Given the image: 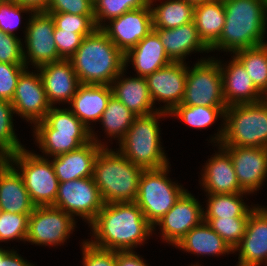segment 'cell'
Returning a JSON list of instances; mask_svg holds the SVG:
<instances>
[{
    "mask_svg": "<svg viewBox=\"0 0 267 266\" xmlns=\"http://www.w3.org/2000/svg\"><path fill=\"white\" fill-rule=\"evenodd\" d=\"M223 127L211 137L222 147L267 148V100L227 107Z\"/></svg>",
    "mask_w": 267,
    "mask_h": 266,
    "instance_id": "obj_5",
    "label": "cell"
},
{
    "mask_svg": "<svg viewBox=\"0 0 267 266\" xmlns=\"http://www.w3.org/2000/svg\"><path fill=\"white\" fill-rule=\"evenodd\" d=\"M232 58L228 65L219 61L223 95L227 107L256 103L265 99V96L255 87L243 65L234 56Z\"/></svg>",
    "mask_w": 267,
    "mask_h": 266,
    "instance_id": "obj_22",
    "label": "cell"
},
{
    "mask_svg": "<svg viewBox=\"0 0 267 266\" xmlns=\"http://www.w3.org/2000/svg\"><path fill=\"white\" fill-rule=\"evenodd\" d=\"M116 266H149L134 251H116Z\"/></svg>",
    "mask_w": 267,
    "mask_h": 266,
    "instance_id": "obj_48",
    "label": "cell"
},
{
    "mask_svg": "<svg viewBox=\"0 0 267 266\" xmlns=\"http://www.w3.org/2000/svg\"><path fill=\"white\" fill-rule=\"evenodd\" d=\"M40 72L47 100L52 107L56 103H70L80 85L77 74L69 59L42 65Z\"/></svg>",
    "mask_w": 267,
    "mask_h": 266,
    "instance_id": "obj_21",
    "label": "cell"
},
{
    "mask_svg": "<svg viewBox=\"0 0 267 266\" xmlns=\"http://www.w3.org/2000/svg\"><path fill=\"white\" fill-rule=\"evenodd\" d=\"M218 153L211 156L202 168L199 181L207 194H230L244 192L236 178L229 153L219 144Z\"/></svg>",
    "mask_w": 267,
    "mask_h": 266,
    "instance_id": "obj_23",
    "label": "cell"
},
{
    "mask_svg": "<svg viewBox=\"0 0 267 266\" xmlns=\"http://www.w3.org/2000/svg\"><path fill=\"white\" fill-rule=\"evenodd\" d=\"M76 227L75 217L54 206H37L29 216L26 241L35 245H63Z\"/></svg>",
    "mask_w": 267,
    "mask_h": 266,
    "instance_id": "obj_13",
    "label": "cell"
},
{
    "mask_svg": "<svg viewBox=\"0 0 267 266\" xmlns=\"http://www.w3.org/2000/svg\"><path fill=\"white\" fill-rule=\"evenodd\" d=\"M69 60L80 84L111 85L125 69L124 54L100 28L83 38Z\"/></svg>",
    "mask_w": 267,
    "mask_h": 266,
    "instance_id": "obj_3",
    "label": "cell"
},
{
    "mask_svg": "<svg viewBox=\"0 0 267 266\" xmlns=\"http://www.w3.org/2000/svg\"><path fill=\"white\" fill-rule=\"evenodd\" d=\"M214 58H202L191 69L187 67L182 105L227 107L219 60Z\"/></svg>",
    "mask_w": 267,
    "mask_h": 266,
    "instance_id": "obj_10",
    "label": "cell"
},
{
    "mask_svg": "<svg viewBox=\"0 0 267 266\" xmlns=\"http://www.w3.org/2000/svg\"><path fill=\"white\" fill-rule=\"evenodd\" d=\"M96 134L91 132L92 141L79 149L53 157L51 162L59 182L93 177L95 159L100 150L107 147Z\"/></svg>",
    "mask_w": 267,
    "mask_h": 266,
    "instance_id": "obj_20",
    "label": "cell"
},
{
    "mask_svg": "<svg viewBox=\"0 0 267 266\" xmlns=\"http://www.w3.org/2000/svg\"><path fill=\"white\" fill-rule=\"evenodd\" d=\"M35 207L15 166L0 159V211L31 214Z\"/></svg>",
    "mask_w": 267,
    "mask_h": 266,
    "instance_id": "obj_24",
    "label": "cell"
},
{
    "mask_svg": "<svg viewBox=\"0 0 267 266\" xmlns=\"http://www.w3.org/2000/svg\"><path fill=\"white\" fill-rule=\"evenodd\" d=\"M235 251L239 252L236 266L267 265V211L264 207L258 205L250 213L245 234L233 253Z\"/></svg>",
    "mask_w": 267,
    "mask_h": 266,
    "instance_id": "obj_19",
    "label": "cell"
},
{
    "mask_svg": "<svg viewBox=\"0 0 267 266\" xmlns=\"http://www.w3.org/2000/svg\"><path fill=\"white\" fill-rule=\"evenodd\" d=\"M13 114L11 102L0 99V159L24 148L14 131Z\"/></svg>",
    "mask_w": 267,
    "mask_h": 266,
    "instance_id": "obj_36",
    "label": "cell"
},
{
    "mask_svg": "<svg viewBox=\"0 0 267 266\" xmlns=\"http://www.w3.org/2000/svg\"><path fill=\"white\" fill-rule=\"evenodd\" d=\"M54 19L55 26L61 30L75 33H92L95 29L94 15H77L66 12H47Z\"/></svg>",
    "mask_w": 267,
    "mask_h": 266,
    "instance_id": "obj_40",
    "label": "cell"
},
{
    "mask_svg": "<svg viewBox=\"0 0 267 266\" xmlns=\"http://www.w3.org/2000/svg\"><path fill=\"white\" fill-rule=\"evenodd\" d=\"M45 12L94 15L93 0H50Z\"/></svg>",
    "mask_w": 267,
    "mask_h": 266,
    "instance_id": "obj_46",
    "label": "cell"
},
{
    "mask_svg": "<svg viewBox=\"0 0 267 266\" xmlns=\"http://www.w3.org/2000/svg\"><path fill=\"white\" fill-rule=\"evenodd\" d=\"M245 194L248 193L207 194V206L203 211L204 218L249 217L257 206L251 205V208L246 205L242 199Z\"/></svg>",
    "mask_w": 267,
    "mask_h": 266,
    "instance_id": "obj_32",
    "label": "cell"
},
{
    "mask_svg": "<svg viewBox=\"0 0 267 266\" xmlns=\"http://www.w3.org/2000/svg\"><path fill=\"white\" fill-rule=\"evenodd\" d=\"M135 117V114L112 95L99 122L108 137L118 138L116 140L120 141L126 135Z\"/></svg>",
    "mask_w": 267,
    "mask_h": 266,
    "instance_id": "obj_34",
    "label": "cell"
},
{
    "mask_svg": "<svg viewBox=\"0 0 267 266\" xmlns=\"http://www.w3.org/2000/svg\"><path fill=\"white\" fill-rule=\"evenodd\" d=\"M233 56L243 65L255 87L267 95V43L238 50Z\"/></svg>",
    "mask_w": 267,
    "mask_h": 266,
    "instance_id": "obj_33",
    "label": "cell"
},
{
    "mask_svg": "<svg viewBox=\"0 0 267 266\" xmlns=\"http://www.w3.org/2000/svg\"><path fill=\"white\" fill-rule=\"evenodd\" d=\"M172 62H184L191 52L209 53L199 37L194 21L173 29L153 28Z\"/></svg>",
    "mask_w": 267,
    "mask_h": 266,
    "instance_id": "obj_26",
    "label": "cell"
},
{
    "mask_svg": "<svg viewBox=\"0 0 267 266\" xmlns=\"http://www.w3.org/2000/svg\"><path fill=\"white\" fill-rule=\"evenodd\" d=\"M193 21L199 37L210 49L219 40L225 24L223 0H211L194 6Z\"/></svg>",
    "mask_w": 267,
    "mask_h": 266,
    "instance_id": "obj_30",
    "label": "cell"
},
{
    "mask_svg": "<svg viewBox=\"0 0 267 266\" xmlns=\"http://www.w3.org/2000/svg\"><path fill=\"white\" fill-rule=\"evenodd\" d=\"M113 95L110 85L80 84L71 99L69 109L93 132L90 124L101 120L110 97Z\"/></svg>",
    "mask_w": 267,
    "mask_h": 266,
    "instance_id": "obj_25",
    "label": "cell"
},
{
    "mask_svg": "<svg viewBox=\"0 0 267 266\" xmlns=\"http://www.w3.org/2000/svg\"><path fill=\"white\" fill-rule=\"evenodd\" d=\"M93 4L94 23L96 28H101L106 24V20L117 18L130 10L149 6L150 0H93Z\"/></svg>",
    "mask_w": 267,
    "mask_h": 266,
    "instance_id": "obj_37",
    "label": "cell"
},
{
    "mask_svg": "<svg viewBox=\"0 0 267 266\" xmlns=\"http://www.w3.org/2000/svg\"><path fill=\"white\" fill-rule=\"evenodd\" d=\"M249 217L204 218V221L232 248L239 244L245 234Z\"/></svg>",
    "mask_w": 267,
    "mask_h": 266,
    "instance_id": "obj_38",
    "label": "cell"
},
{
    "mask_svg": "<svg viewBox=\"0 0 267 266\" xmlns=\"http://www.w3.org/2000/svg\"><path fill=\"white\" fill-rule=\"evenodd\" d=\"M225 24L219 40L210 48L235 53L266 44L267 0H223Z\"/></svg>",
    "mask_w": 267,
    "mask_h": 266,
    "instance_id": "obj_2",
    "label": "cell"
},
{
    "mask_svg": "<svg viewBox=\"0 0 267 266\" xmlns=\"http://www.w3.org/2000/svg\"><path fill=\"white\" fill-rule=\"evenodd\" d=\"M22 176L25 188L33 204L53 206L58 192L59 181L51 158H44L25 148L6 158Z\"/></svg>",
    "mask_w": 267,
    "mask_h": 266,
    "instance_id": "obj_9",
    "label": "cell"
},
{
    "mask_svg": "<svg viewBox=\"0 0 267 266\" xmlns=\"http://www.w3.org/2000/svg\"><path fill=\"white\" fill-rule=\"evenodd\" d=\"M169 164L158 169L143 170L135 203L140 207L148 223L155 224L173 207L187 191L169 177ZM184 188V189H183Z\"/></svg>",
    "mask_w": 267,
    "mask_h": 266,
    "instance_id": "obj_8",
    "label": "cell"
},
{
    "mask_svg": "<svg viewBox=\"0 0 267 266\" xmlns=\"http://www.w3.org/2000/svg\"><path fill=\"white\" fill-rule=\"evenodd\" d=\"M125 68L111 83L112 93L133 114L143 116L159 111L154 109L145 77H123Z\"/></svg>",
    "mask_w": 267,
    "mask_h": 266,
    "instance_id": "obj_27",
    "label": "cell"
},
{
    "mask_svg": "<svg viewBox=\"0 0 267 266\" xmlns=\"http://www.w3.org/2000/svg\"><path fill=\"white\" fill-rule=\"evenodd\" d=\"M223 148L233 161L241 189L248 194L258 191L267 177V148L240 146Z\"/></svg>",
    "mask_w": 267,
    "mask_h": 266,
    "instance_id": "obj_18",
    "label": "cell"
},
{
    "mask_svg": "<svg viewBox=\"0 0 267 266\" xmlns=\"http://www.w3.org/2000/svg\"><path fill=\"white\" fill-rule=\"evenodd\" d=\"M154 1L150 0L153 28L173 29L193 21L194 6L186 0H166L152 7Z\"/></svg>",
    "mask_w": 267,
    "mask_h": 266,
    "instance_id": "obj_31",
    "label": "cell"
},
{
    "mask_svg": "<svg viewBox=\"0 0 267 266\" xmlns=\"http://www.w3.org/2000/svg\"><path fill=\"white\" fill-rule=\"evenodd\" d=\"M23 47V43L18 36L0 30V62L25 65Z\"/></svg>",
    "mask_w": 267,
    "mask_h": 266,
    "instance_id": "obj_43",
    "label": "cell"
},
{
    "mask_svg": "<svg viewBox=\"0 0 267 266\" xmlns=\"http://www.w3.org/2000/svg\"><path fill=\"white\" fill-rule=\"evenodd\" d=\"M26 68L18 78L14 96L11 100L15 114L35 125L43 121L52 107L46 96L40 73Z\"/></svg>",
    "mask_w": 267,
    "mask_h": 266,
    "instance_id": "obj_15",
    "label": "cell"
},
{
    "mask_svg": "<svg viewBox=\"0 0 267 266\" xmlns=\"http://www.w3.org/2000/svg\"><path fill=\"white\" fill-rule=\"evenodd\" d=\"M30 215L0 211V242L16 239L26 242Z\"/></svg>",
    "mask_w": 267,
    "mask_h": 266,
    "instance_id": "obj_39",
    "label": "cell"
},
{
    "mask_svg": "<svg viewBox=\"0 0 267 266\" xmlns=\"http://www.w3.org/2000/svg\"><path fill=\"white\" fill-rule=\"evenodd\" d=\"M91 33H75L73 31L54 28V40L58 54L62 59H69L79 48L83 38Z\"/></svg>",
    "mask_w": 267,
    "mask_h": 266,
    "instance_id": "obj_44",
    "label": "cell"
},
{
    "mask_svg": "<svg viewBox=\"0 0 267 266\" xmlns=\"http://www.w3.org/2000/svg\"><path fill=\"white\" fill-rule=\"evenodd\" d=\"M32 12L30 8L17 4L14 0H0V30L15 36L14 30L21 23V13Z\"/></svg>",
    "mask_w": 267,
    "mask_h": 266,
    "instance_id": "obj_41",
    "label": "cell"
},
{
    "mask_svg": "<svg viewBox=\"0 0 267 266\" xmlns=\"http://www.w3.org/2000/svg\"><path fill=\"white\" fill-rule=\"evenodd\" d=\"M26 65L9 64L0 62V99L12 100L17 81L21 73L26 69Z\"/></svg>",
    "mask_w": 267,
    "mask_h": 266,
    "instance_id": "obj_42",
    "label": "cell"
},
{
    "mask_svg": "<svg viewBox=\"0 0 267 266\" xmlns=\"http://www.w3.org/2000/svg\"><path fill=\"white\" fill-rule=\"evenodd\" d=\"M142 172L119 151L103 147L94 162L93 179L104 204L135 202Z\"/></svg>",
    "mask_w": 267,
    "mask_h": 266,
    "instance_id": "obj_4",
    "label": "cell"
},
{
    "mask_svg": "<svg viewBox=\"0 0 267 266\" xmlns=\"http://www.w3.org/2000/svg\"><path fill=\"white\" fill-rule=\"evenodd\" d=\"M202 205L189 191H186L173 207L155 224L161 229V238L168 244L177 243L195 226L204 221Z\"/></svg>",
    "mask_w": 267,
    "mask_h": 266,
    "instance_id": "obj_16",
    "label": "cell"
},
{
    "mask_svg": "<svg viewBox=\"0 0 267 266\" xmlns=\"http://www.w3.org/2000/svg\"><path fill=\"white\" fill-rule=\"evenodd\" d=\"M185 62H171L147 75L146 81L151 99L165 105L158 110L170 114L181 104L186 85L187 64Z\"/></svg>",
    "mask_w": 267,
    "mask_h": 266,
    "instance_id": "obj_14",
    "label": "cell"
},
{
    "mask_svg": "<svg viewBox=\"0 0 267 266\" xmlns=\"http://www.w3.org/2000/svg\"><path fill=\"white\" fill-rule=\"evenodd\" d=\"M83 266H116V251L92 245L89 240L82 242Z\"/></svg>",
    "mask_w": 267,
    "mask_h": 266,
    "instance_id": "obj_45",
    "label": "cell"
},
{
    "mask_svg": "<svg viewBox=\"0 0 267 266\" xmlns=\"http://www.w3.org/2000/svg\"><path fill=\"white\" fill-rule=\"evenodd\" d=\"M226 109L227 107H204L179 104L169 116L173 115L195 129H204L214 124L218 118L222 117L224 120Z\"/></svg>",
    "mask_w": 267,
    "mask_h": 266,
    "instance_id": "obj_35",
    "label": "cell"
},
{
    "mask_svg": "<svg viewBox=\"0 0 267 266\" xmlns=\"http://www.w3.org/2000/svg\"><path fill=\"white\" fill-rule=\"evenodd\" d=\"M33 127L44 158L77 150L92 141L91 130L68 108L51 107L44 120Z\"/></svg>",
    "mask_w": 267,
    "mask_h": 266,
    "instance_id": "obj_6",
    "label": "cell"
},
{
    "mask_svg": "<svg viewBox=\"0 0 267 266\" xmlns=\"http://www.w3.org/2000/svg\"><path fill=\"white\" fill-rule=\"evenodd\" d=\"M189 4L193 6L200 5L201 3L209 2L211 0H186Z\"/></svg>",
    "mask_w": 267,
    "mask_h": 266,
    "instance_id": "obj_50",
    "label": "cell"
},
{
    "mask_svg": "<svg viewBox=\"0 0 267 266\" xmlns=\"http://www.w3.org/2000/svg\"><path fill=\"white\" fill-rule=\"evenodd\" d=\"M168 113L156 111L136 116L126 135L118 142L117 149L124 157L143 170L158 169L169 164L160 139V117Z\"/></svg>",
    "mask_w": 267,
    "mask_h": 266,
    "instance_id": "obj_7",
    "label": "cell"
},
{
    "mask_svg": "<svg viewBox=\"0 0 267 266\" xmlns=\"http://www.w3.org/2000/svg\"><path fill=\"white\" fill-rule=\"evenodd\" d=\"M108 23L100 29L123 54H126L153 30L151 5L127 11Z\"/></svg>",
    "mask_w": 267,
    "mask_h": 266,
    "instance_id": "obj_17",
    "label": "cell"
},
{
    "mask_svg": "<svg viewBox=\"0 0 267 266\" xmlns=\"http://www.w3.org/2000/svg\"><path fill=\"white\" fill-rule=\"evenodd\" d=\"M89 226L94 237L89 242L113 251H133L154 233L135 202L104 204Z\"/></svg>",
    "mask_w": 267,
    "mask_h": 266,
    "instance_id": "obj_1",
    "label": "cell"
},
{
    "mask_svg": "<svg viewBox=\"0 0 267 266\" xmlns=\"http://www.w3.org/2000/svg\"><path fill=\"white\" fill-rule=\"evenodd\" d=\"M31 15V16H30ZM25 29V48H23L24 64L35 69L62 60L58 54L54 40L55 23L52 16L45 11L32 12Z\"/></svg>",
    "mask_w": 267,
    "mask_h": 266,
    "instance_id": "obj_11",
    "label": "cell"
},
{
    "mask_svg": "<svg viewBox=\"0 0 267 266\" xmlns=\"http://www.w3.org/2000/svg\"><path fill=\"white\" fill-rule=\"evenodd\" d=\"M104 202L93 177L59 182L54 207L81 217L88 225L96 218Z\"/></svg>",
    "mask_w": 267,
    "mask_h": 266,
    "instance_id": "obj_12",
    "label": "cell"
},
{
    "mask_svg": "<svg viewBox=\"0 0 267 266\" xmlns=\"http://www.w3.org/2000/svg\"><path fill=\"white\" fill-rule=\"evenodd\" d=\"M125 68L132 62L137 76L146 77L172 61L166 54L159 36L152 30L124 54Z\"/></svg>",
    "mask_w": 267,
    "mask_h": 266,
    "instance_id": "obj_28",
    "label": "cell"
},
{
    "mask_svg": "<svg viewBox=\"0 0 267 266\" xmlns=\"http://www.w3.org/2000/svg\"><path fill=\"white\" fill-rule=\"evenodd\" d=\"M17 4L30 8L33 12L46 11L50 0H14Z\"/></svg>",
    "mask_w": 267,
    "mask_h": 266,
    "instance_id": "obj_49",
    "label": "cell"
},
{
    "mask_svg": "<svg viewBox=\"0 0 267 266\" xmlns=\"http://www.w3.org/2000/svg\"><path fill=\"white\" fill-rule=\"evenodd\" d=\"M175 247L196 255L233 253L232 248L205 221L192 228Z\"/></svg>",
    "mask_w": 267,
    "mask_h": 266,
    "instance_id": "obj_29",
    "label": "cell"
},
{
    "mask_svg": "<svg viewBox=\"0 0 267 266\" xmlns=\"http://www.w3.org/2000/svg\"><path fill=\"white\" fill-rule=\"evenodd\" d=\"M13 250L9 251L0 247V266H34Z\"/></svg>",
    "mask_w": 267,
    "mask_h": 266,
    "instance_id": "obj_47",
    "label": "cell"
}]
</instances>
